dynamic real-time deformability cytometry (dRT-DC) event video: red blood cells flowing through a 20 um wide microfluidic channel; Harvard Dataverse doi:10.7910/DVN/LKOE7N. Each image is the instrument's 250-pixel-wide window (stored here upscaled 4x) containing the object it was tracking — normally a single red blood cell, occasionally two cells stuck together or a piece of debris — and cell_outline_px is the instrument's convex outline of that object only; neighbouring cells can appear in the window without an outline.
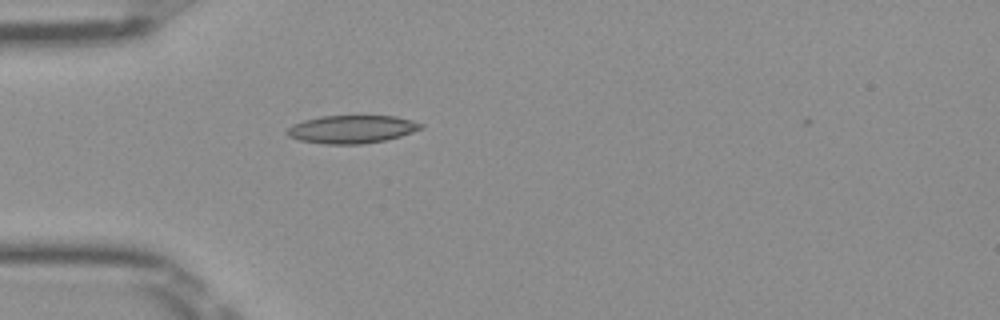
{"species": "Egyptian fruit bat (a non-hibernating species)", "species_latin": "Rousettus aegyptiacus", "temperature_condition": "room temperature", "stored_images_in_passage": 37, "camera_frame_rate_fps": 3000, "um_per_image_px": 0.085, "frame": {"image": 1, "passage_image": 1, "time_ms": 0.0, "image_size_px": [1000, 320], "cell_outline_px": [[424, 128], [400, 136], [384, 140], [364, 144], [324, 144], [300, 140], [288, 136], [284, 132], [292, 124], [304, 120], [320, 116], [396, 116], [412, 120], [424, 124]], "centroid_in_image_um": [29.9, 10.98], "position_along_channel_um": 55.1, "area_um2": 21.91}}
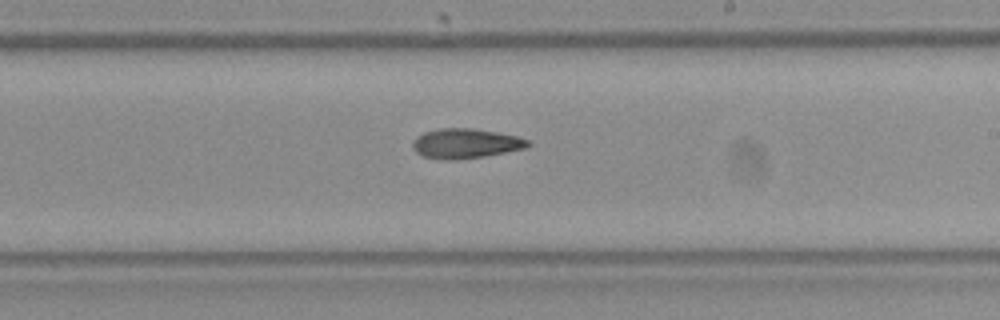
{"frame": {"image": 2, "passage_image": 16, "time_ms": 5.0, "image_size_px": [1000, 320], "cell_outline_px": [[532, 144], [528, 148], [484, 156], [452, 160], [444, 160], [424, 156], [416, 152], [412, 148], [412, 140], [416, 136], [424, 132], [440, 128], [472, 128], [496, 132], [516, 136], [528, 140]], "centroid_in_image_um": [39.56, 12.19], "position_along_channel_um": 249.4, "area_um2": 20.06}}
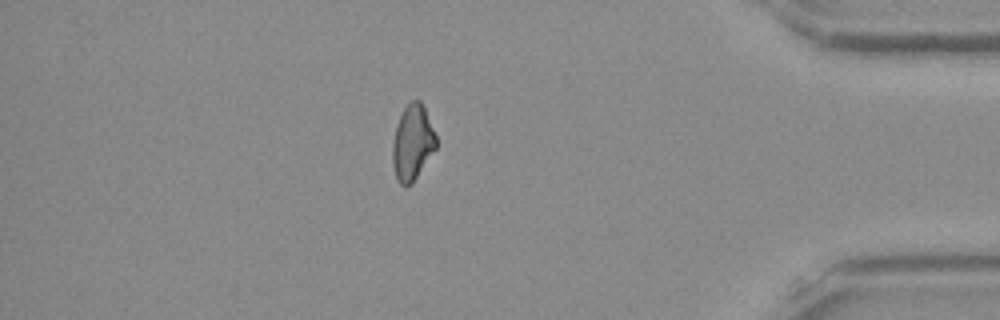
{"frame": {"image": 3, "passage_image": 30, "time_ms": 9.667, "image_size_px": [1000, 320], "cell_outline_px": [[436, 148], [412, 184], [404, 188], [396, 180], [392, 164], [392, 144], [396, 128], [400, 116], [404, 108], [412, 100], [420, 100], [424, 108], [436, 136]], "centroid_in_image_um": [35.04, 12.19], "position_along_channel_um": 400.2, "area_um2": 19.07}, "authors_computed_cell_mechanics": {"area_um2": 19.652, "velocity_mm_per_s": 4.0143, "shape_relaxation_time_tau1_ms": null, "shape_relaxation_time_tau2_ms": 6.8425, "deformation_change_tau1": null, "deformation_change_tau2": 0.1466}}